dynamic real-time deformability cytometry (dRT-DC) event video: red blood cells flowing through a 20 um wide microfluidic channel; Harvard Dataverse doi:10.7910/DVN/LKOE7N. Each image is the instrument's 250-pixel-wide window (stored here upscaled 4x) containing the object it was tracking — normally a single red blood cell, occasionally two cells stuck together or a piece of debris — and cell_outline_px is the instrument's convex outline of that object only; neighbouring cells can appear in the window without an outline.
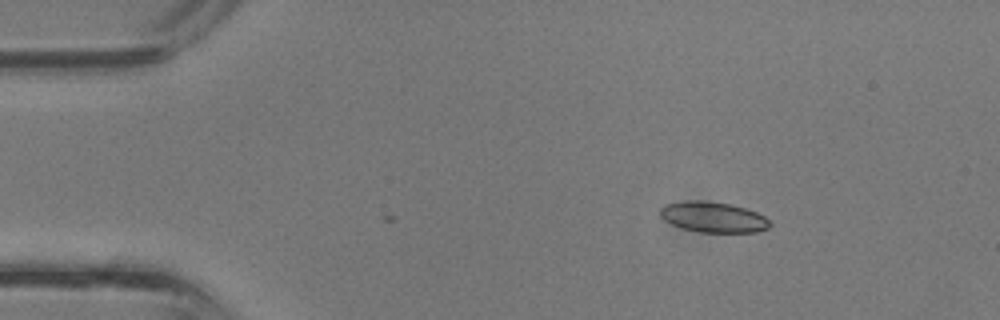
{"species": "common noctule bat (a hibernating species)", "species_latin": "Nyctalus noctula", "temperature_condition": "room temperature", "stored_images_in_passage": 29, "camera_frame_rate_fps": 3000, "um_per_image_px": 0.085, "animal": {"sex": "male", "body_mass_g": 13.3}, "frame": {"image": 1, "passage_image": 1, "time_ms": 0.0, "image_size_px": [1000, 320], "cell_outline_px": [[772, 224], [768, 228], [756, 232], [700, 232], [684, 228], [672, 224], [664, 220], [660, 216], [660, 208], [664, 204], [684, 200], [700, 200], [728, 204], [744, 208], [756, 212], [764, 216]], "centroid_in_image_um": [60.59, 18.45], "position_along_channel_um": 24.4, "area_um2": 19.42}}
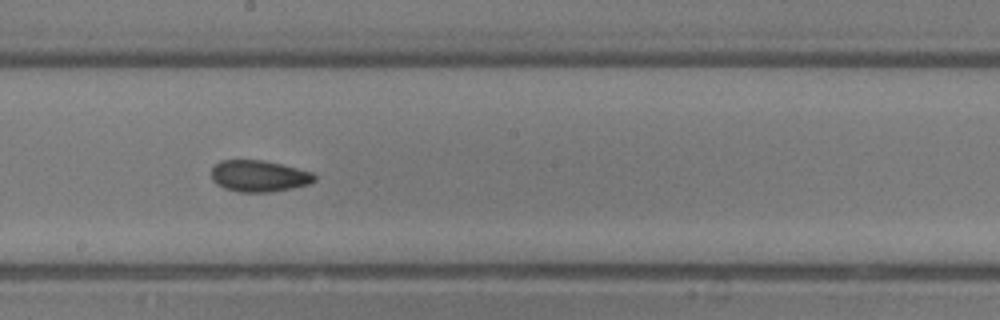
{"frame": {"image": 2, "passage_image": 16, "time_ms": 5.0, "image_size_px": [1000, 320], "cell_outline_px": [[316, 180], [312, 184], [292, 188], [268, 192], [240, 192], [224, 188], [216, 184], [212, 180], [212, 168], [220, 160], [264, 160], [312, 172], [316, 176]], "centroid_in_image_um": [22.02, 14.97], "position_along_channel_um": 226.2, "area_um2": 18.96}}
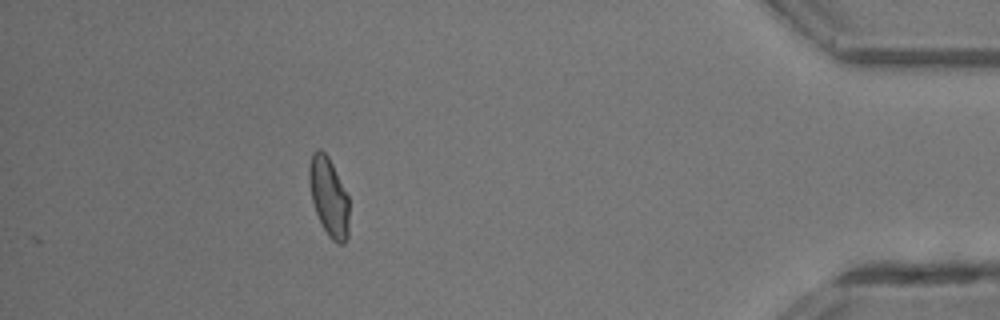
{"frame": {"image": 3, "passage_image": 29, "time_ms": 9.333, "image_size_px": [1000, 320], "cell_outline_px": [[348, 236], [344, 244], [336, 244], [328, 236], [316, 212], [312, 200], [308, 180], [308, 168], [312, 152], [316, 148], [320, 148], [328, 156], [348, 196]], "centroid_in_image_um": [27.93, 16.72], "position_along_channel_um": 407.3, "area_um2": 18.32}}